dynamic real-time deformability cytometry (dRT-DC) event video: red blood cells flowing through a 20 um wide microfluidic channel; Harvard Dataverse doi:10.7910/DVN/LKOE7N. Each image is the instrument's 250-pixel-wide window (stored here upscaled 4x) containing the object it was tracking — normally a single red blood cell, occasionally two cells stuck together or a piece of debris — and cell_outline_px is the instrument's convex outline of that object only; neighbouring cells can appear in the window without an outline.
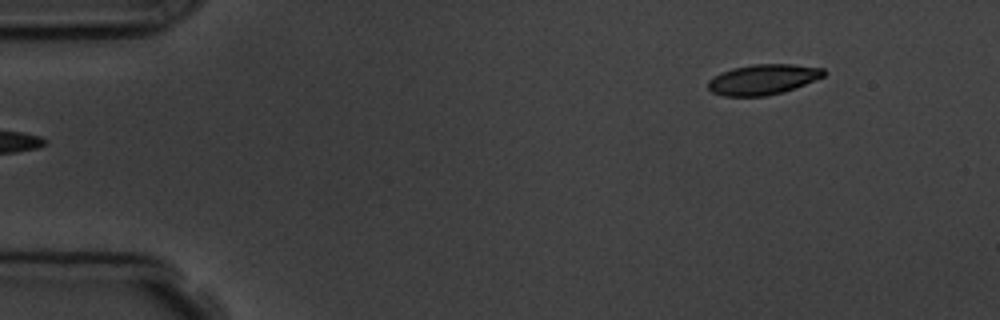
{"species": "common noctule bat (a hibernating species)", "species_latin": "Nyctalus noctula", "temperature_condition": "room temperature", "stored_images_in_passage": 6, "segment_of_instrument_passage": [2, 2], "camera_frame_rate_fps": 3000, "um_per_image_px": 0.085, "animal": {"sex": "male", "body_mass_g": 19.5, "forearm_length_mm": 54.6}, "frame": {"image": 1, "passage_image": 6, "time_ms": 5.667, "image_size_px": [1000, 320], "cell_outline_px": [[828, 72], [824, 76], [784, 92], [764, 96], [724, 96], [712, 92], [708, 88], [708, 80], [712, 76], [720, 72], [732, 68], [752, 64], [792, 64], [824, 68]], "centroid_in_image_um": [64.84, 6.74], "position_along_channel_um": 20.2, "area_um2": 20.58}}